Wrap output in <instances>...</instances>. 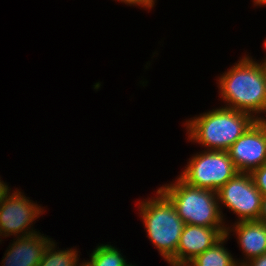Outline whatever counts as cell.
I'll list each match as a JSON object with an SVG mask.
<instances>
[{
	"mask_svg": "<svg viewBox=\"0 0 266 266\" xmlns=\"http://www.w3.org/2000/svg\"><path fill=\"white\" fill-rule=\"evenodd\" d=\"M231 228L227 227L226 234L212 247L206 249L203 253L196 256L188 263L189 266H239L233 259L232 254L224 248L223 244L228 238Z\"/></svg>",
	"mask_w": 266,
	"mask_h": 266,
	"instance_id": "obj_12",
	"label": "cell"
},
{
	"mask_svg": "<svg viewBox=\"0 0 266 266\" xmlns=\"http://www.w3.org/2000/svg\"><path fill=\"white\" fill-rule=\"evenodd\" d=\"M228 153L238 172L250 173L266 164V119L256 120Z\"/></svg>",
	"mask_w": 266,
	"mask_h": 266,
	"instance_id": "obj_8",
	"label": "cell"
},
{
	"mask_svg": "<svg viewBox=\"0 0 266 266\" xmlns=\"http://www.w3.org/2000/svg\"><path fill=\"white\" fill-rule=\"evenodd\" d=\"M55 242L49 241L42 260L38 266H77L78 265V251L76 249L57 250L55 251Z\"/></svg>",
	"mask_w": 266,
	"mask_h": 266,
	"instance_id": "obj_13",
	"label": "cell"
},
{
	"mask_svg": "<svg viewBox=\"0 0 266 266\" xmlns=\"http://www.w3.org/2000/svg\"><path fill=\"white\" fill-rule=\"evenodd\" d=\"M168 264H170L171 266H189L188 264H177L172 262H168Z\"/></svg>",
	"mask_w": 266,
	"mask_h": 266,
	"instance_id": "obj_22",
	"label": "cell"
},
{
	"mask_svg": "<svg viewBox=\"0 0 266 266\" xmlns=\"http://www.w3.org/2000/svg\"><path fill=\"white\" fill-rule=\"evenodd\" d=\"M117 1H121L125 4H129V5H138L144 8H152L154 6V2L155 0H117Z\"/></svg>",
	"mask_w": 266,
	"mask_h": 266,
	"instance_id": "obj_16",
	"label": "cell"
},
{
	"mask_svg": "<svg viewBox=\"0 0 266 266\" xmlns=\"http://www.w3.org/2000/svg\"><path fill=\"white\" fill-rule=\"evenodd\" d=\"M258 220L266 223V197H262L261 212Z\"/></svg>",
	"mask_w": 266,
	"mask_h": 266,
	"instance_id": "obj_18",
	"label": "cell"
},
{
	"mask_svg": "<svg viewBox=\"0 0 266 266\" xmlns=\"http://www.w3.org/2000/svg\"><path fill=\"white\" fill-rule=\"evenodd\" d=\"M218 86L221 98L228 103L225 108L246 112L261 120L258 115L266 109L264 62L244 56L220 76Z\"/></svg>",
	"mask_w": 266,
	"mask_h": 266,
	"instance_id": "obj_1",
	"label": "cell"
},
{
	"mask_svg": "<svg viewBox=\"0 0 266 266\" xmlns=\"http://www.w3.org/2000/svg\"><path fill=\"white\" fill-rule=\"evenodd\" d=\"M217 197L218 201L238 215L239 222L259 219L262 194L250 173L238 172L217 191Z\"/></svg>",
	"mask_w": 266,
	"mask_h": 266,
	"instance_id": "obj_6",
	"label": "cell"
},
{
	"mask_svg": "<svg viewBox=\"0 0 266 266\" xmlns=\"http://www.w3.org/2000/svg\"><path fill=\"white\" fill-rule=\"evenodd\" d=\"M10 191L7 184L0 180V201L5 197V195Z\"/></svg>",
	"mask_w": 266,
	"mask_h": 266,
	"instance_id": "obj_19",
	"label": "cell"
},
{
	"mask_svg": "<svg viewBox=\"0 0 266 266\" xmlns=\"http://www.w3.org/2000/svg\"><path fill=\"white\" fill-rule=\"evenodd\" d=\"M264 61V78H265V94H266V58ZM265 112H266V109H265Z\"/></svg>",
	"mask_w": 266,
	"mask_h": 266,
	"instance_id": "obj_21",
	"label": "cell"
},
{
	"mask_svg": "<svg viewBox=\"0 0 266 266\" xmlns=\"http://www.w3.org/2000/svg\"><path fill=\"white\" fill-rule=\"evenodd\" d=\"M78 266H92V264L88 262H82V264H79Z\"/></svg>",
	"mask_w": 266,
	"mask_h": 266,
	"instance_id": "obj_23",
	"label": "cell"
},
{
	"mask_svg": "<svg viewBox=\"0 0 266 266\" xmlns=\"http://www.w3.org/2000/svg\"><path fill=\"white\" fill-rule=\"evenodd\" d=\"M92 266H126V260L117 248L111 245L101 244L93 250L91 260Z\"/></svg>",
	"mask_w": 266,
	"mask_h": 266,
	"instance_id": "obj_14",
	"label": "cell"
},
{
	"mask_svg": "<svg viewBox=\"0 0 266 266\" xmlns=\"http://www.w3.org/2000/svg\"><path fill=\"white\" fill-rule=\"evenodd\" d=\"M237 173L228 151L205 150L192 156L180 178L190 186L217 192Z\"/></svg>",
	"mask_w": 266,
	"mask_h": 266,
	"instance_id": "obj_5",
	"label": "cell"
},
{
	"mask_svg": "<svg viewBox=\"0 0 266 266\" xmlns=\"http://www.w3.org/2000/svg\"><path fill=\"white\" fill-rule=\"evenodd\" d=\"M43 210L38 204L28 200L26 196L19 192H8L0 201V236L22 235L29 236L38 233L30 229V225ZM29 226V227H28Z\"/></svg>",
	"mask_w": 266,
	"mask_h": 266,
	"instance_id": "obj_7",
	"label": "cell"
},
{
	"mask_svg": "<svg viewBox=\"0 0 266 266\" xmlns=\"http://www.w3.org/2000/svg\"><path fill=\"white\" fill-rule=\"evenodd\" d=\"M255 121L249 113L224 106L187 121L186 129L189 140L206 146L207 150L228 151Z\"/></svg>",
	"mask_w": 266,
	"mask_h": 266,
	"instance_id": "obj_2",
	"label": "cell"
},
{
	"mask_svg": "<svg viewBox=\"0 0 266 266\" xmlns=\"http://www.w3.org/2000/svg\"><path fill=\"white\" fill-rule=\"evenodd\" d=\"M44 234L36 233L19 237L4 254L2 266H38L51 240Z\"/></svg>",
	"mask_w": 266,
	"mask_h": 266,
	"instance_id": "obj_10",
	"label": "cell"
},
{
	"mask_svg": "<svg viewBox=\"0 0 266 266\" xmlns=\"http://www.w3.org/2000/svg\"><path fill=\"white\" fill-rule=\"evenodd\" d=\"M243 266H266V253L249 260Z\"/></svg>",
	"mask_w": 266,
	"mask_h": 266,
	"instance_id": "obj_17",
	"label": "cell"
},
{
	"mask_svg": "<svg viewBox=\"0 0 266 266\" xmlns=\"http://www.w3.org/2000/svg\"><path fill=\"white\" fill-rule=\"evenodd\" d=\"M156 196L139 203L140 215L152 244L167 262L175 263V253L185 223L159 189Z\"/></svg>",
	"mask_w": 266,
	"mask_h": 266,
	"instance_id": "obj_4",
	"label": "cell"
},
{
	"mask_svg": "<svg viewBox=\"0 0 266 266\" xmlns=\"http://www.w3.org/2000/svg\"><path fill=\"white\" fill-rule=\"evenodd\" d=\"M159 190L174 205L185 224L226 227L217 192L190 186L180 177L176 182L160 187Z\"/></svg>",
	"mask_w": 266,
	"mask_h": 266,
	"instance_id": "obj_3",
	"label": "cell"
},
{
	"mask_svg": "<svg viewBox=\"0 0 266 266\" xmlns=\"http://www.w3.org/2000/svg\"><path fill=\"white\" fill-rule=\"evenodd\" d=\"M232 229L238 236V243L247 257L239 262L243 266L249 260L266 253V223L259 220L238 221Z\"/></svg>",
	"mask_w": 266,
	"mask_h": 266,
	"instance_id": "obj_11",
	"label": "cell"
},
{
	"mask_svg": "<svg viewBox=\"0 0 266 266\" xmlns=\"http://www.w3.org/2000/svg\"><path fill=\"white\" fill-rule=\"evenodd\" d=\"M255 5H266V0H254Z\"/></svg>",
	"mask_w": 266,
	"mask_h": 266,
	"instance_id": "obj_20",
	"label": "cell"
},
{
	"mask_svg": "<svg viewBox=\"0 0 266 266\" xmlns=\"http://www.w3.org/2000/svg\"><path fill=\"white\" fill-rule=\"evenodd\" d=\"M227 227H203L185 224L175 253V263L188 264L196 256L217 243Z\"/></svg>",
	"mask_w": 266,
	"mask_h": 266,
	"instance_id": "obj_9",
	"label": "cell"
},
{
	"mask_svg": "<svg viewBox=\"0 0 266 266\" xmlns=\"http://www.w3.org/2000/svg\"><path fill=\"white\" fill-rule=\"evenodd\" d=\"M256 188L261 192L262 197H266V164L250 172Z\"/></svg>",
	"mask_w": 266,
	"mask_h": 266,
	"instance_id": "obj_15",
	"label": "cell"
}]
</instances>
